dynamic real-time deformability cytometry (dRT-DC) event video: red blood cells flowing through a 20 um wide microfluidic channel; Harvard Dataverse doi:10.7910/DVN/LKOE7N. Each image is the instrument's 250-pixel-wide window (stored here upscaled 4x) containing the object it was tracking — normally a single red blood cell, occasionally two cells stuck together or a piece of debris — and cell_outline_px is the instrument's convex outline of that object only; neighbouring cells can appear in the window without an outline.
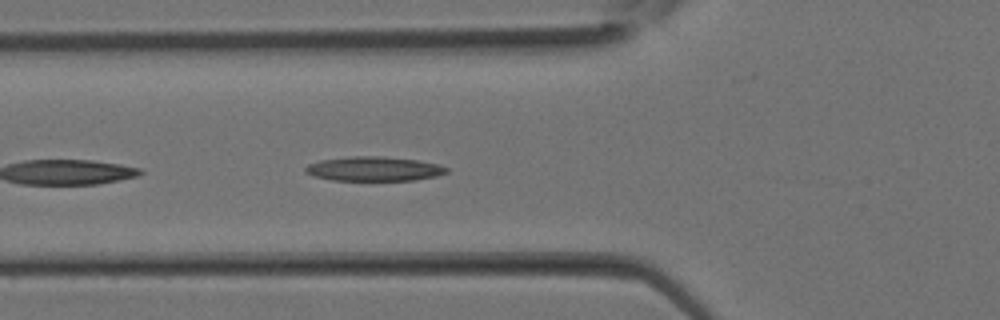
{"species": "Egyptian fruit bat (a non-hibernating species)", "species_latin": "Rousettus aegyptiacus", "temperature_condition": "room temperature", "stored_images_in_passage": 14, "camera_frame_rate_fps": 3000, "um_per_image_px": 0.085, "animal": {"sex": "female"}, "frame": {"image": 1, "passage_image": 10, "time_ms": 3.0, "image_size_px": [1000, 320], "cell_outline_px": [[448, 172], [436, 176], [416, 180], [332, 180], [312, 176], [304, 172], [304, 168], [308, 164], [320, 160], [352, 156], [384, 156], [416, 160], [440, 164], [448, 168]], "centroid_in_image_um": [31.77, 14.35], "position_along_channel_um": 94.0, "area_um2": 20.17}}
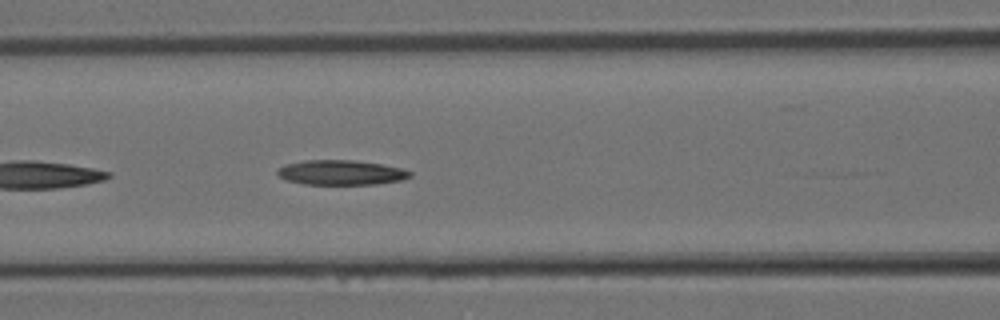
{"frame": {"image": 2, "passage_image": 12, "time_ms": 3.667, "image_size_px": [1000, 320], "cell_outline_px": [[412, 176], [404, 180], [376, 184], [304, 184], [288, 180], [280, 176], [276, 172], [276, 168], [288, 164], [304, 160], [352, 160], [380, 164], [400, 168], [412, 172]], "centroid_in_image_um": [29.01, 14.67], "position_along_channel_um": 137.6, "area_um2": 19.07}}
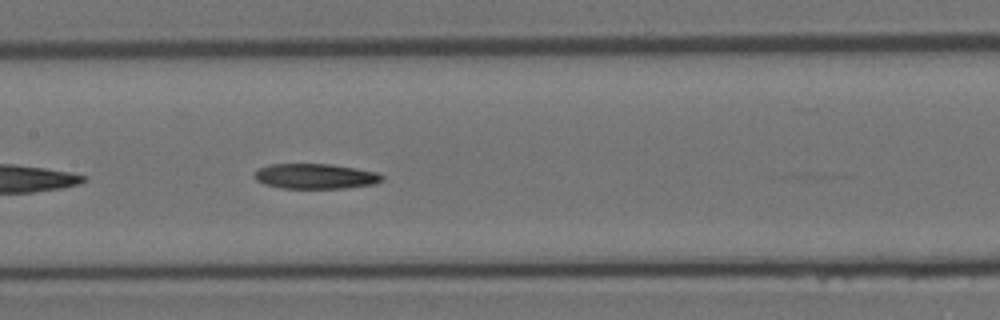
{"frame": {"image": 3, "passage_image": 14, "time_ms": 4.333, "image_size_px": [1000, 320], "cell_outline_px": [[384, 180], [376, 184], [344, 188], [280, 188], [264, 184], [256, 180], [256, 172], [260, 168], [272, 164], [332, 164], [356, 168], [376, 172], [384, 176]], "centroid_in_image_um": [26.86, 14.98], "position_along_channel_um": 180.5, "area_um2": 18.67}}